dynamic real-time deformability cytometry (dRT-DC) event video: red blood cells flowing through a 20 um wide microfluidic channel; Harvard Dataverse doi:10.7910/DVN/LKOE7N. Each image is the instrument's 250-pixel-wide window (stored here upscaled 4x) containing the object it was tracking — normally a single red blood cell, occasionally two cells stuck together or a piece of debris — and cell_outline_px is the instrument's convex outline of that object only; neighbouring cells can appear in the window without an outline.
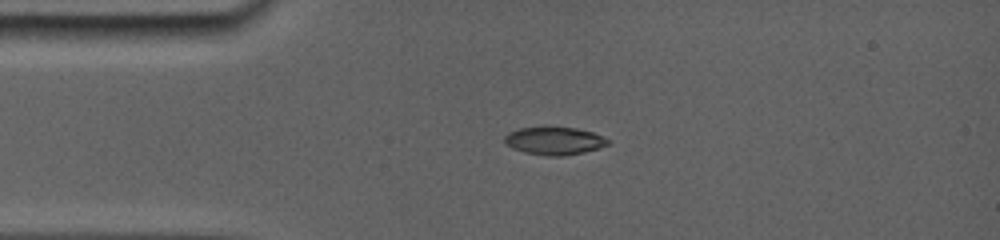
{"species": "common noctule bat (a hibernating species)", "species_latin": "Nyctalus noctula", "temperature_condition": "room temperature", "stored_images_in_passage": 2, "camera_frame_rate_fps": 5000, "um_per_image_px": 0.085, "animal": {"sex": "female", "body_mass_g": 19.0, "forearm_length_mm": 56.7}, "frame": {"image": 1, "passage_image": 1, "time_ms": 0.0, "image_size_px": [1000, 240], "cell_outline_px": [[608, 144], [596, 148], [580, 152], [528, 152], [516, 148], [508, 144], [504, 140], [512, 132], [520, 128], [572, 128], [592, 132], [608, 140]], "centroid_in_image_um": [47.15, 11.91], "position_along_channel_um": 37.9, "area_um2": 14.68}}
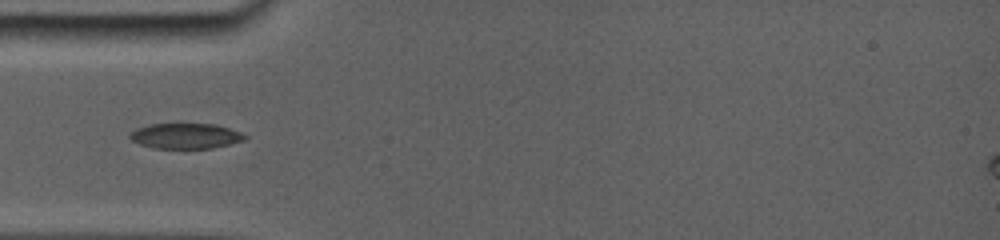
{"frame": {"image": 2, "passage_image": 2, "time_ms": 1.4, "image_size_px": [1000, 240], "cell_outline_px": [[244, 140], [212, 148], [156, 148], [140, 144], [132, 140], [128, 136], [132, 132], [140, 128], [152, 124], [212, 124], [228, 128], [240, 132], [244, 136]], "centroid_in_image_um": [15.76, 11.56], "position_along_channel_um": 69.2, "area_um2": 16.47}}